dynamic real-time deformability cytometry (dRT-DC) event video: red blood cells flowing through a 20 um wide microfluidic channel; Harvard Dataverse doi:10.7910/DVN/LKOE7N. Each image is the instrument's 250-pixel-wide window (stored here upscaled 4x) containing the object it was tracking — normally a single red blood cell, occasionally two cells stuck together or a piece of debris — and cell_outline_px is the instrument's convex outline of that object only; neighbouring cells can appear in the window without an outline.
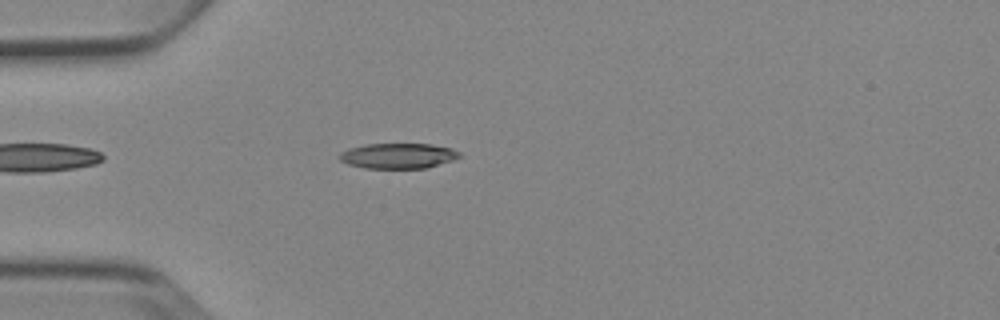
{"species": "Egyptian fruit bat (a non-hibernating species)", "species_latin": "Rousettus aegyptiacus", "temperature_condition": "cold", "stored_images_in_passage": 4, "camera_frame_rate_fps": 3000, "um_per_image_px": 0.085, "animal": {"sex": "female"}, "frame": {"image": 1, "passage_image": 3, "time_ms": 2.333, "image_size_px": [1000, 320], "cell_outline_px": [[460, 156], [452, 160], [428, 168], [364, 168], [348, 164], [340, 160], [336, 156], [340, 152], [348, 148], [364, 144], [432, 144], [452, 148], [460, 152]], "centroid_in_image_um": [33.8, 13.24], "position_along_channel_um": 51.2, "area_um2": 17.86}}